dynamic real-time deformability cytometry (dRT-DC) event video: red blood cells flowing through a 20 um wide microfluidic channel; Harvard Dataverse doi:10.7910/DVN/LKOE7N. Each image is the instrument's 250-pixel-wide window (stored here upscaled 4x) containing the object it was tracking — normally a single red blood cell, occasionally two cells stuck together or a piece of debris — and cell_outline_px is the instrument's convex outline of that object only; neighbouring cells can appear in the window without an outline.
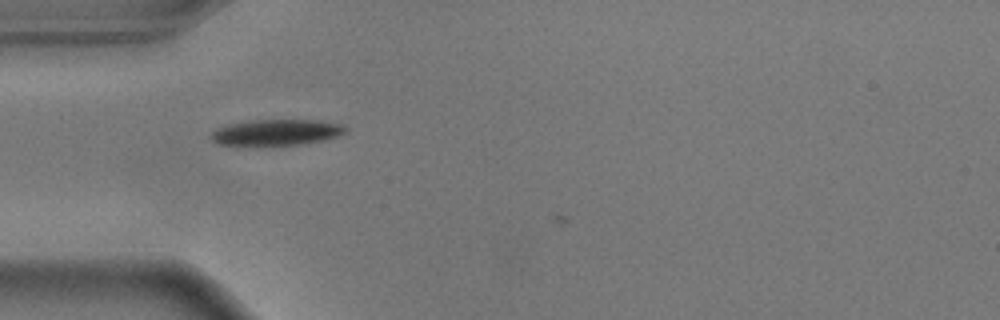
{"species": "common noctule bat (a hibernating species)", "species_latin": "Nyctalus noctula", "temperature_condition": "warm", "stored_images_in_passage": 7, "camera_frame_rate_fps": 3000, "um_per_image_px": 0.085, "animal": {"sex": "male", "body_mass_g": 17.9}, "frame": {"image": 1, "passage_image": 4, "time_ms": 1.0, "image_size_px": [1000, 320], "cell_outline_px": [[348, 132], [340, 136], [324, 140], [300, 144], [272, 148], [248, 148], [216, 144], [212, 140], [212, 132], [216, 128], [224, 124], [252, 120], [316, 120], [344, 124], [348, 128]], "centroid_in_image_um": [23.45, 11.31], "position_along_channel_um": 61.6, "area_um2": 21.85}}